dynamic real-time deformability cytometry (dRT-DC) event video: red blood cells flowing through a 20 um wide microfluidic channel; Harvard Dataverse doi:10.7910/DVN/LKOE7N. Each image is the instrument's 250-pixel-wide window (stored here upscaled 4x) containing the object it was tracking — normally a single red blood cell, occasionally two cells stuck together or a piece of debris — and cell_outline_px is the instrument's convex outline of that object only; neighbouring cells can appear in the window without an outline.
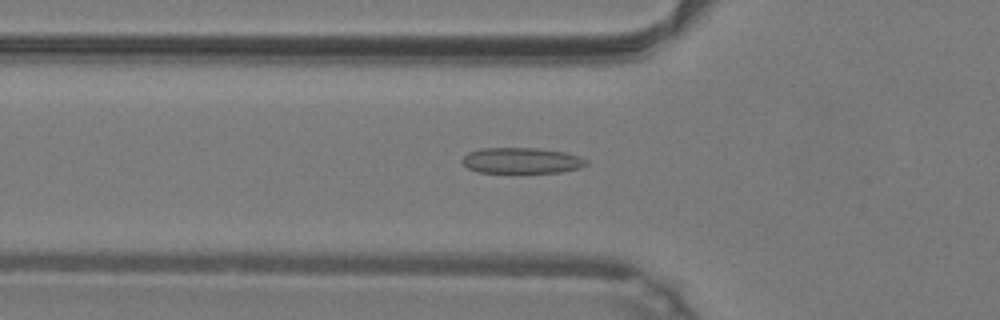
{"species": "common noctule bat (a hibernating species)", "species_latin": "Nyctalus noctula", "temperature_condition": "warm", "stored_images_in_passage": 48, "camera_frame_rate_fps": 3000, "um_per_image_px": 0.085, "animal": {"sex": "male", "body_mass_g": 19.2, "forearm_length_mm": 51.8}, "frame": {"image": 1, "passage_image": 17, "time_ms": 5.333, "image_size_px": [1000, 320], "cell_outline_px": [[588, 164], [580, 168], [560, 172], [480, 172], [468, 168], [460, 160], [468, 152], [480, 148], [536, 148], [564, 152], [580, 156], [588, 160]], "centroid_in_image_um": [44.35, 13.64], "position_along_channel_um": 81.5, "area_um2": 18.61}}
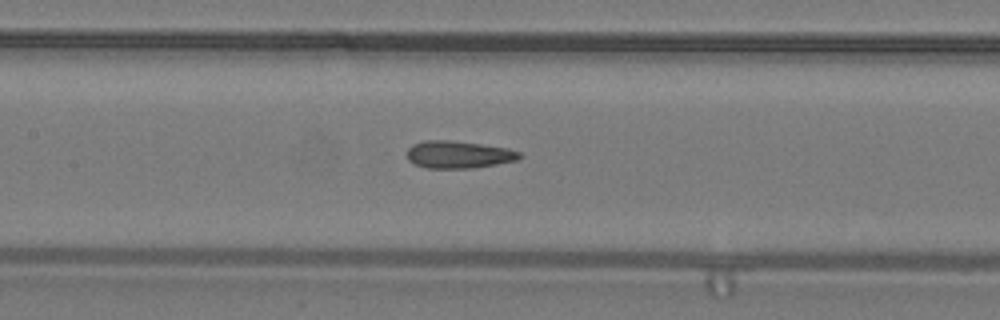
{"frame": {"image": 2, "passage_image": 23, "time_ms": 7.333, "image_size_px": [1000, 320], "cell_outline_px": [[524, 156], [516, 160], [496, 164], [472, 168], [428, 168], [412, 164], [408, 160], [408, 148], [412, 144], [424, 140], [448, 140], [480, 144], [508, 148], [520, 152]], "centroid_in_image_um": [38.96, 13.14], "position_along_channel_um": 168.4, "area_um2": 17.98}}
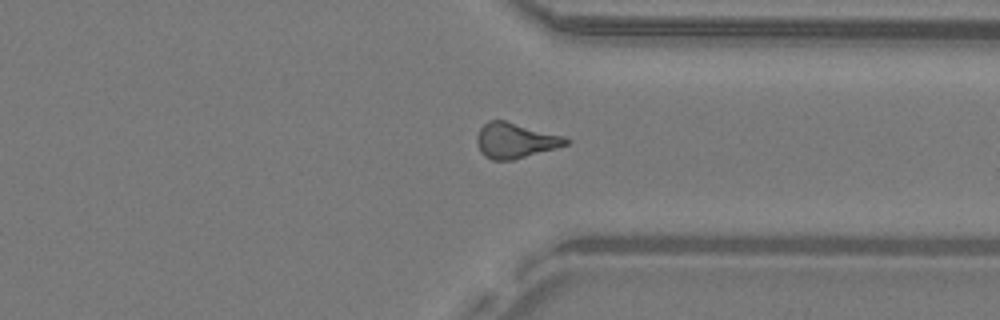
{"frame": {"image": 3, "passage_image": 37, "time_ms": 12.0, "image_size_px": [1000, 320], "cell_outline_px": [[572, 140], [568, 144], [556, 148], [512, 160], [492, 160], [484, 156], [480, 152], [476, 140], [476, 136], [480, 128], [488, 120], [504, 120], [564, 136]], "centroid_in_image_um": [43.78, 11.94], "position_along_channel_um": 367.6, "area_um2": 18.32}, "authors_computed_cell_mechanics": {"area_um2": 17.8891, "velocity_mm_per_s": 4.2877, "shape_relaxation_time_tau1_ms": null, "shape_relaxation_time_tau2_ms": 2.2203, "deformation_change_tau1": null, "deformation_change_tau2": 0.1076}}